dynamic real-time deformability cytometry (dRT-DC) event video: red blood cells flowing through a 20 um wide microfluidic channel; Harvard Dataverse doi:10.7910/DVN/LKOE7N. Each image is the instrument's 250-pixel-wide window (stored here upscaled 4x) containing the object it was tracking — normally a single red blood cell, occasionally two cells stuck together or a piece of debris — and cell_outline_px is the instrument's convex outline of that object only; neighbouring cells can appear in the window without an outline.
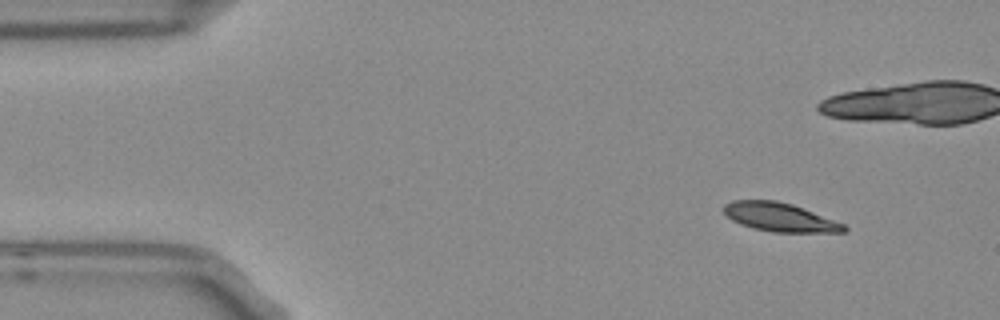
{"species": "Egyptian fruit bat (a non-hibernating species)", "species_latin": "Rousettus aegyptiacus", "temperature_condition": "room temperature", "stored_images_in_passage": 4, "camera_frame_rate_fps": 3000, "um_per_image_px": 0.085, "frame": {"image": 1, "passage_image": 1, "time_ms": 0.0, "image_size_px": [1000, 320], "cell_outline_px": [[848, 228], [844, 232], [772, 232], [752, 228], [740, 224], [732, 220], [724, 212], [724, 204], [732, 200], [776, 200], [792, 204], [804, 208], [844, 224]], "centroid_in_image_um": [66.27, 18.46], "position_along_channel_um": 18.7, "area_um2": 20.06}}